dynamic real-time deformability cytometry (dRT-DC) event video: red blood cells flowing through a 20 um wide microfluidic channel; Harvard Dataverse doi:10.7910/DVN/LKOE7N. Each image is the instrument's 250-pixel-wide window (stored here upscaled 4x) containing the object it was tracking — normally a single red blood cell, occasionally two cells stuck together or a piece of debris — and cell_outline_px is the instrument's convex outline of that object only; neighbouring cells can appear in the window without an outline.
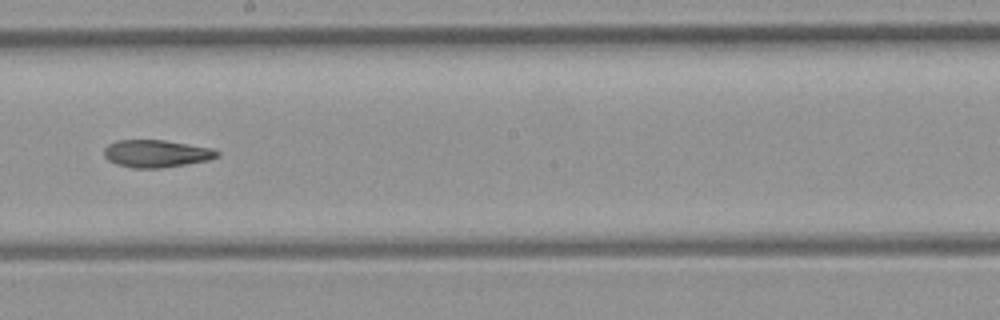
{"species": "common noctule bat (a hibernating species)", "species_latin": "Nyctalus noctula", "temperature_condition": "room temperature", "stored_images_in_passage": 9, "camera_frame_rate_fps": 3000, "um_per_image_px": 0.085, "animal": {"sex": "female", "body_mass_g": 21.9}, "frame": {"image": 1, "passage_image": 9, "time_ms": 10.0, "image_size_px": [1000, 320], "cell_outline_px": [[220, 156], [208, 160], [160, 168], [136, 168], [116, 164], [108, 160], [104, 156], [104, 148], [108, 144], [116, 140], [164, 140], [212, 148], [220, 152]], "centroid_in_image_um": [13.28, 13.05], "position_along_channel_um": 234.9, "area_um2": 18.03}}